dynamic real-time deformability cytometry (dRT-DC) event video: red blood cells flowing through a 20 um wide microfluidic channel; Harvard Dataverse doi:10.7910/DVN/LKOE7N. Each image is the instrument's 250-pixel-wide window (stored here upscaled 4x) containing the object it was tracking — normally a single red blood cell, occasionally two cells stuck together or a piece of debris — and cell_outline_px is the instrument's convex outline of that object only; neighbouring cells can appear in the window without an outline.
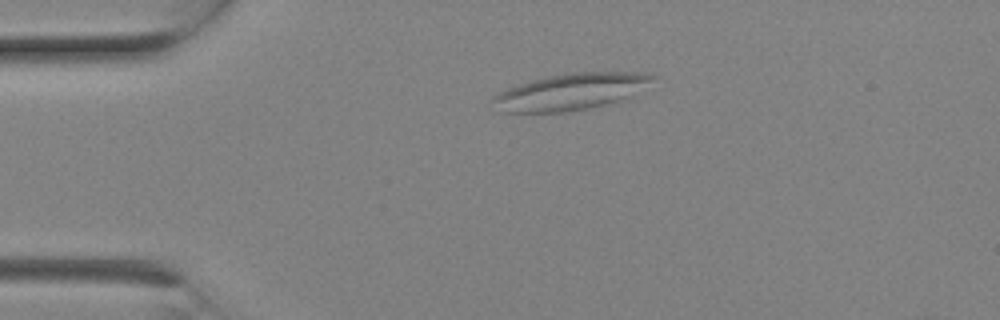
{"species": "Egyptian fruit bat (a non-hibernating species)", "species_latin": "Rousettus aegyptiacus", "temperature_condition": "room temperature", "stored_images_in_passage": 1, "camera_frame_rate_fps": 3000, "um_per_image_px": 0.085, "animal": {"sex": "female"}, "frame": {"image": 1, "passage_image": 1, "time_ms": 0.0, "image_size_px": [1000, 320], "cell_outline_px": [[656, 76], [628, 100], [568, 112], [496, 112], [488, 100], [492, 96], [508, 88], [528, 80], [568, 72], [648, 72]], "centroid_in_image_um": [48.46, 7.8], "position_along_channel_um": 36.5, "area_um2": 34.68}}